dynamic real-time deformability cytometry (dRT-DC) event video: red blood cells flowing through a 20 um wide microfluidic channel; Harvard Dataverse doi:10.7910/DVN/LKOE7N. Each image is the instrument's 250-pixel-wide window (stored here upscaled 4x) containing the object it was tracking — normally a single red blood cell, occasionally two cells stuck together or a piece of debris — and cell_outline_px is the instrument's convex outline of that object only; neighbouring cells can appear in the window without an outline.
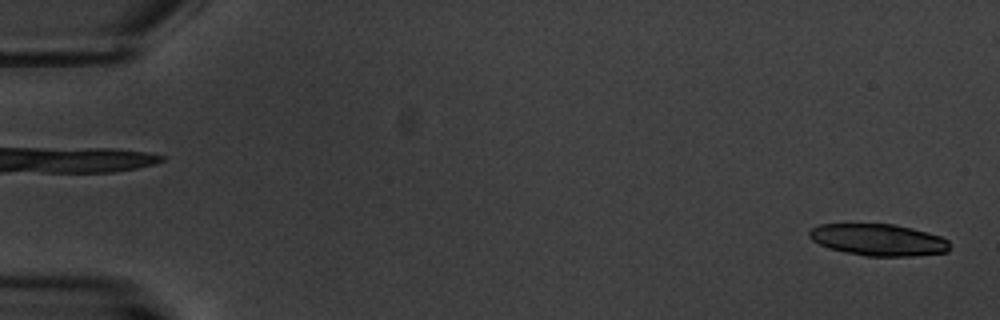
{"species": "common noctule bat (a hibernating species)", "species_latin": "Nyctalus noctula", "temperature_condition": "warm", "stored_images_in_passage": 6, "camera_frame_rate_fps": 3000, "um_per_image_px": 0.085, "animal": {"sex": "male", "body_mass_g": 20.1, "forearm_length_mm": 53.5}, "frame": {"image": 1, "passage_image": 1, "time_ms": 0.0, "image_size_px": [1000, 320], "cell_outline_px": [[948, 252], [912, 256], [868, 256], [844, 252], [828, 248], [812, 240], [808, 236], [808, 232], [812, 228], [820, 224], [896, 224], [928, 232], [940, 236], [948, 240]], "centroid_in_image_um": [74.65, 20.38], "position_along_channel_um": 10.4, "area_um2": 26.01}}